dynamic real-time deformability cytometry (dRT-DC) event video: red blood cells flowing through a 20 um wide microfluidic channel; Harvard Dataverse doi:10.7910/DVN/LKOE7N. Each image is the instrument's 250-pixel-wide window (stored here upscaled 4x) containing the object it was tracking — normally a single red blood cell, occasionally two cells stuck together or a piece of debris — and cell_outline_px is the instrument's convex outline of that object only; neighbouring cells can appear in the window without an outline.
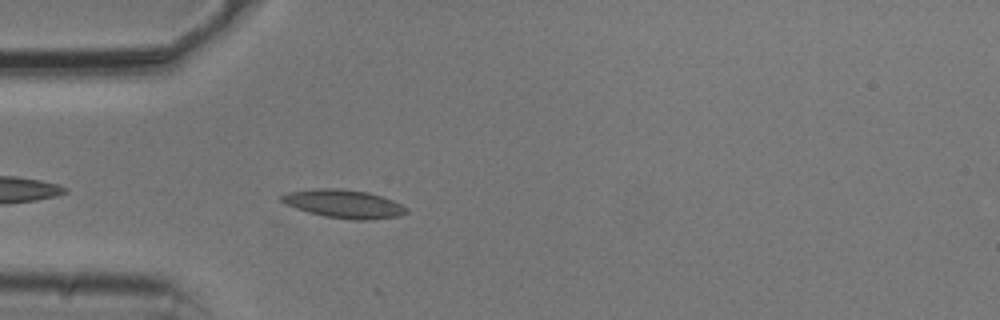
{"species": "common noctule bat (a hibernating species)", "species_latin": "Nyctalus noctula", "temperature_condition": "cold", "stored_images_in_passage": 12, "camera_frame_rate_fps": 3000, "um_per_image_px": 0.085, "animal": {"sex": "male", "body_mass_g": 20.5, "forearm_length_mm": 52.5}, "frame": {"image": 1, "passage_image": 4, "time_ms": 1.0, "image_size_px": [1000, 320], "cell_outline_px": [[408, 212], [400, 216], [368, 220], [352, 220], [324, 216], [308, 212], [284, 204], [276, 196], [288, 192], [316, 188], [340, 188], [368, 192], [392, 200], [408, 208]], "centroid_in_image_um": [29.18, 17.32], "position_along_channel_um": 55.8, "area_um2": 20.81}}
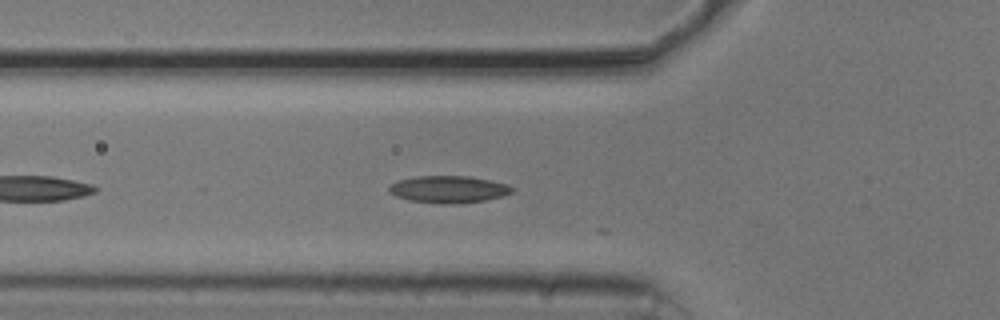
{"frame": {"image": 2, "passage_image": 7, "time_ms": 2.0, "image_size_px": [1000, 320], "cell_outline_px": [[516, 188], [512, 192], [504, 196], [484, 200], [456, 204], [448, 204], [408, 200], [396, 196], [388, 192], [388, 188], [392, 184], [400, 180], [416, 176], [468, 176], [508, 184]], "centroid_in_image_um": [38.15, 16.09], "position_along_channel_um": 87.6, "area_um2": 19.36}}
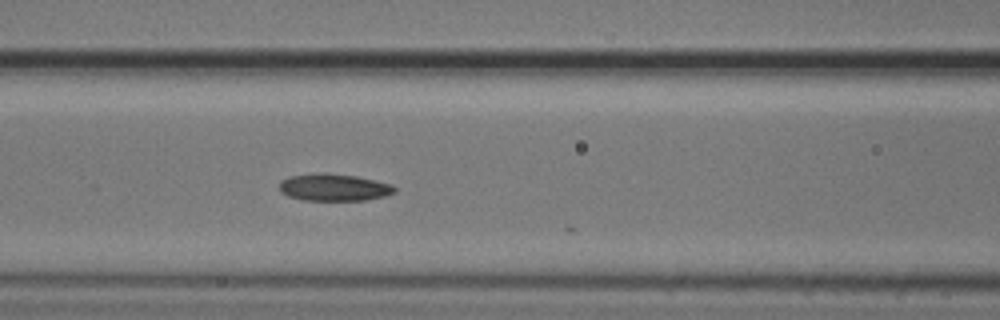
{"frame": {"image": 3, "passage_image": 11, "time_ms": 3.333, "image_size_px": [1000, 320], "cell_outline_px": [[396, 192], [384, 196], [364, 200], [304, 200], [288, 196], [280, 192], [280, 180], [288, 176], [320, 172], [324, 172], [356, 176], [392, 184], [396, 188]], "centroid_in_image_um": [28.36, 15.91], "position_along_channel_um": 138.2, "area_um2": 18.32}}